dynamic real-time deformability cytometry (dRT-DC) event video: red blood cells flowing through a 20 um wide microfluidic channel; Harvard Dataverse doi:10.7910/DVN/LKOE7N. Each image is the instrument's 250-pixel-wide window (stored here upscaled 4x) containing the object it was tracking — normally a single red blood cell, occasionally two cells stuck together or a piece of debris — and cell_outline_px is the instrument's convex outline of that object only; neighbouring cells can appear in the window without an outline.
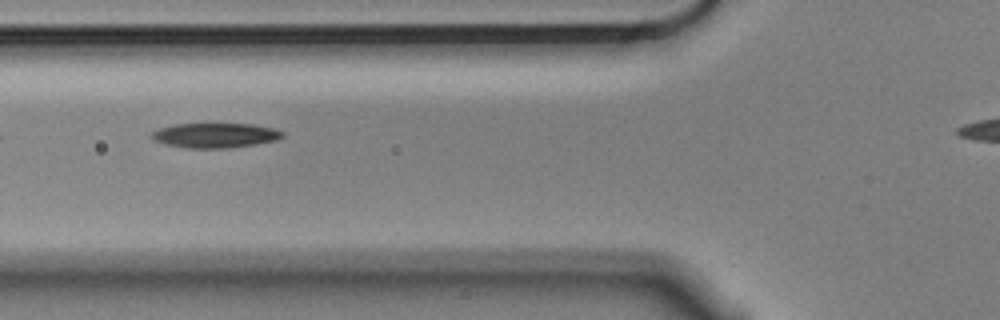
{"species": "Egyptian fruit bat (a non-hibernating species)", "species_latin": "Rousettus aegyptiacus", "temperature_condition": "cold", "stored_images_in_passage": 10, "camera_frame_rate_fps": 3000, "um_per_image_px": 0.085, "animal": {"sex": "male"}, "frame": {"image": 1, "passage_image": 2, "time_ms": 0.333, "image_size_px": [1000, 320], "cell_outline_px": [[284, 136], [276, 140], [256, 144], [228, 148], [184, 148], [164, 144], [152, 140], [152, 132], [160, 128], [176, 124], [252, 124], [276, 128], [284, 132]], "centroid_in_image_um": [18.31, 11.51], "position_along_channel_um": 107.5, "area_um2": 18.96}}
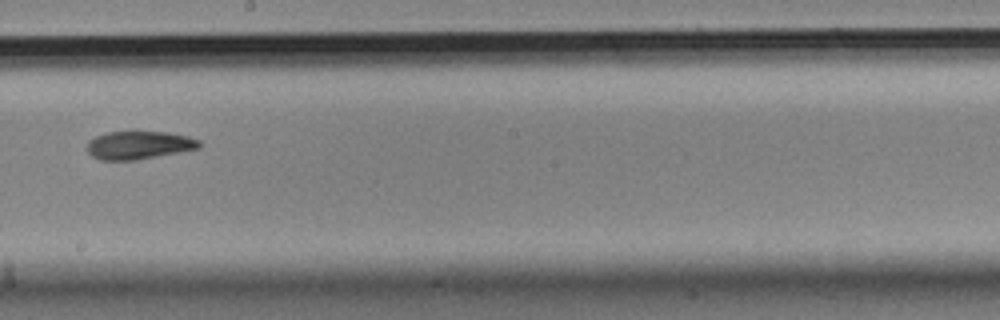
{"frame": {"image": 2, "passage_image": 5, "time_ms": 1.333, "image_size_px": [1000, 320], "cell_outline_px": [[200, 148], [136, 160], [100, 160], [92, 156], [88, 152], [88, 140], [96, 136], [108, 132], [168, 132], [188, 136], [200, 140]], "centroid_in_image_um": [11.81, 12.34], "position_along_channel_um": 236.4, "area_um2": 18.26}}
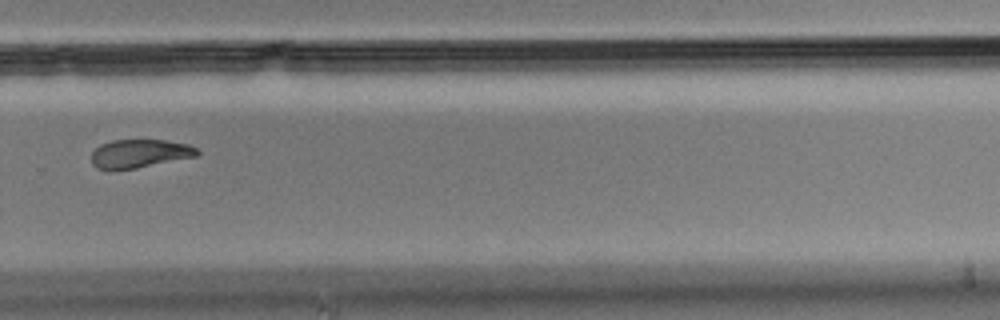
{"frame": {"image": 3, "passage_image": 7, "time_ms": 2.0, "image_size_px": [1000, 320], "cell_outline_px": [[200, 152], [196, 156], [136, 168], [96, 168], [92, 164], [92, 152], [100, 144], [112, 140], [164, 140], [188, 144], [196, 148]], "centroid_in_image_um": [11.87, 13.03], "position_along_channel_um": 317.9, "area_um2": 17.17}}